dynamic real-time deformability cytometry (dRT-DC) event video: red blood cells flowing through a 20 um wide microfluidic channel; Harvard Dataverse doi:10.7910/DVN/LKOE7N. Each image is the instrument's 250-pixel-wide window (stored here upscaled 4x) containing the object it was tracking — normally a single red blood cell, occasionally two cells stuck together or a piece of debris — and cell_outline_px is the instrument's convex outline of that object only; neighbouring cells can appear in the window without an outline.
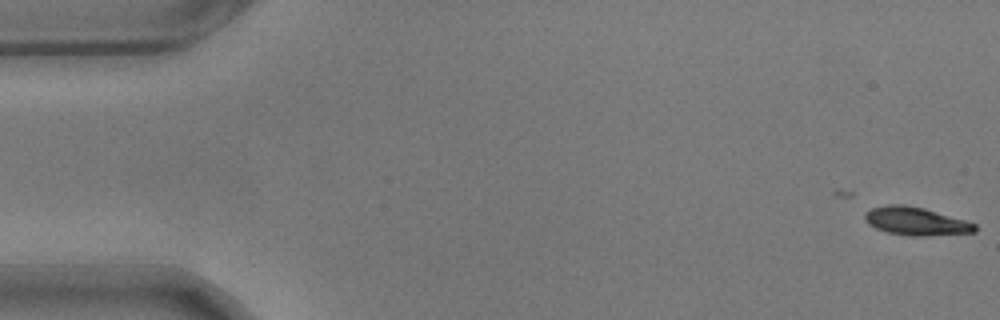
{"species": "common noctule bat (a hibernating species)", "species_latin": "Nyctalus noctula", "temperature_condition": "warm", "stored_images_in_passage": 15, "camera_frame_rate_fps": 3000, "um_per_image_px": 0.085, "animal": {"sex": "male", "body_mass_g": 17.9}, "frame": {"image": 1, "passage_image": 1, "time_ms": 0.0, "image_size_px": [1000, 320], "cell_outline_px": [[976, 232], [928, 236], [908, 236], [888, 232], [876, 228], [868, 224], [864, 220], [864, 212], [872, 208], [888, 204], [904, 204], [924, 208], [964, 220], [976, 224]], "centroid_in_image_um": [77.82, 18.8], "position_along_channel_um": 7.2, "area_um2": 18.09}}
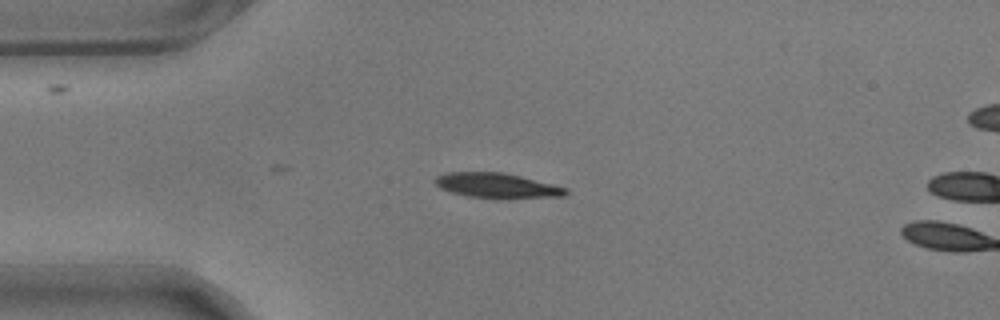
{"frame": {"image": 2, "passage_image": 14, "time_ms": 4.333, "image_size_px": [1000, 320], "cell_outline_px": [[568, 192], [564, 196], [468, 196], [452, 192], [440, 188], [432, 180], [436, 176], [444, 172], [504, 172], [568, 188]], "centroid_in_image_um": [42.15, 15.71], "position_along_channel_um": 42.9, "area_um2": 18.09}}